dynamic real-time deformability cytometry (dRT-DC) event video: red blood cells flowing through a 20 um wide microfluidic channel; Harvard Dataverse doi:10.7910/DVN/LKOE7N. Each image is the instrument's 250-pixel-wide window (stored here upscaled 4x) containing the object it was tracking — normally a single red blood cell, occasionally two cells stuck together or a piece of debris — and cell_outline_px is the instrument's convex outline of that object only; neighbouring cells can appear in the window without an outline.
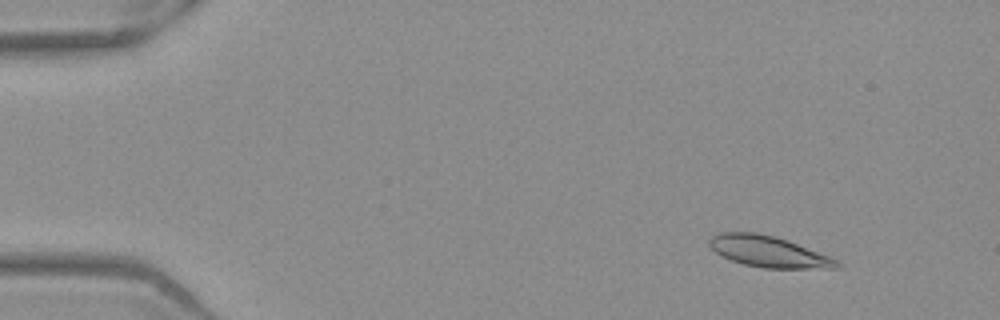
{"species": "Egyptian fruit bat (a non-hibernating species)", "species_latin": "Rousettus aegyptiacus", "temperature_condition": "warm", "stored_images_in_passage": 51, "camera_frame_rate_fps": 3000, "um_per_image_px": 0.085, "frame": {"image": 1, "passage_image": 5, "time_ms": 1.333, "image_size_px": [1000, 320], "cell_outline_px": [[844, 264], [840, 268], [764, 268], [744, 264], [720, 256], [708, 244], [708, 240], [712, 236], [720, 232], [756, 232], [776, 236], [788, 240], [828, 256]], "centroid_in_image_um": [65.31, 21.38], "position_along_channel_um": 19.7, "area_um2": 23.12}}
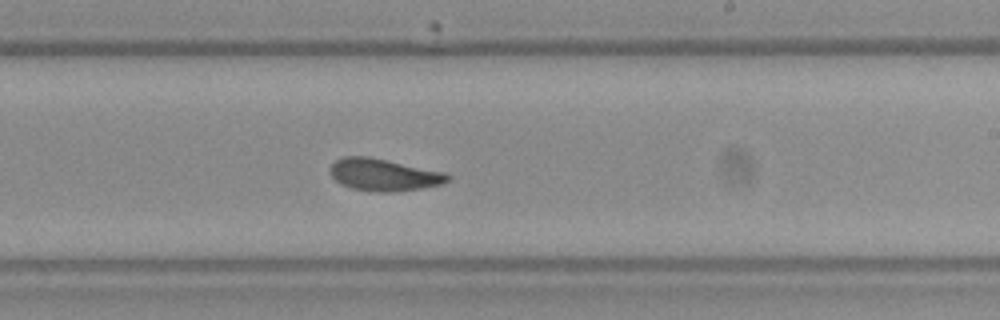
{"frame": {"image": 2, "passage_image": 31, "time_ms": 10.0, "image_size_px": [1000, 320], "cell_outline_px": [[452, 180], [444, 184], [420, 188], [392, 192], [376, 192], [352, 188], [340, 184], [332, 176], [328, 168], [336, 160], [344, 156], [368, 156], [448, 172], [452, 176]], "centroid_in_image_um": [32.68, 14.85], "position_along_channel_um": 256.3, "area_um2": 22.37}}
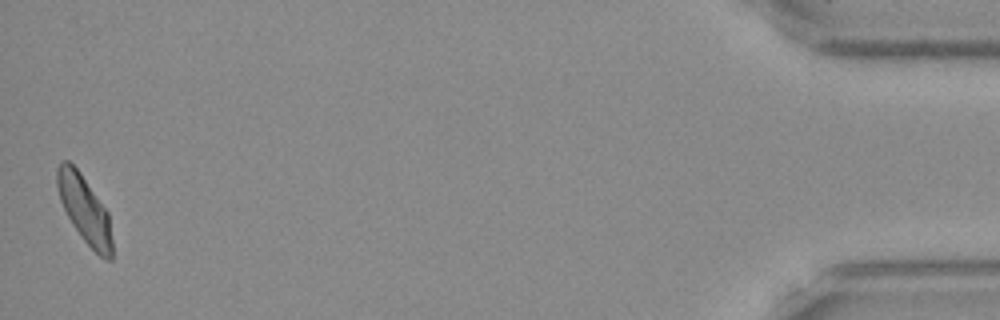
{"frame": {"image": 3, "passage_image": 51, "time_ms": 16.667, "image_size_px": [1000, 320], "cell_outline_px": [[112, 260], [108, 260], [100, 256], [84, 240], [72, 224], [60, 200], [56, 184], [56, 168], [64, 160], [68, 160], [80, 172], [108, 212], [112, 240]], "centroid_in_image_um": [7.18, 17.79], "position_along_channel_um": 428.0, "area_um2": 21.27}, "authors_computed_cell_mechanics": {"area_um2": 22.1952, "velocity_mm_per_s": 3.9059, "shape_relaxation_time_tau1_ms": 6.036, "shape_relaxation_time_tau2_ms": 2.0995, "deformation_change_tau1": 0.1589, "deformation_change_tau2": 0.0866}}